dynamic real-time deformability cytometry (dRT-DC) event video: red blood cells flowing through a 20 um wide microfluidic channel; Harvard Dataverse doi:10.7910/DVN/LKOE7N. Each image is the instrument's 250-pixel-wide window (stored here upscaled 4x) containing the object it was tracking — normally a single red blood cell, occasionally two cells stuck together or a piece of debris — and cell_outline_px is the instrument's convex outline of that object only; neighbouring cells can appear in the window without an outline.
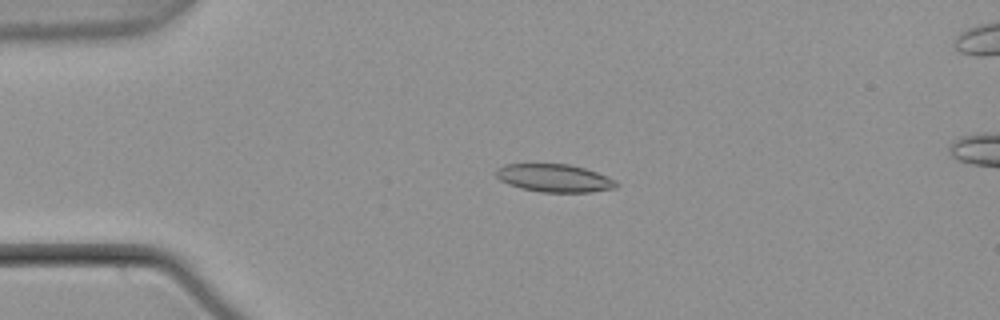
{"species": "common noctule bat (a hibernating species)", "species_latin": "Nyctalus noctula", "temperature_condition": "warm", "stored_images_in_passage": 43, "camera_frame_rate_fps": 3000, "um_per_image_px": 0.085, "animal": {"sex": "male", "body_mass_g": 21.5, "forearm_length_mm": 52.0}, "frame": {"image": 1, "passage_image": 1, "time_ms": 0.0, "image_size_px": [1000, 320], "cell_outline_px": [[620, 184], [616, 188], [592, 192], [540, 192], [520, 188], [508, 184], [500, 180], [496, 176], [496, 168], [504, 164], [568, 164], [584, 168], [596, 172], [616, 180]], "centroid_in_image_um": [47.12, 15.14], "position_along_channel_um": 37.9, "area_um2": 19.65}}
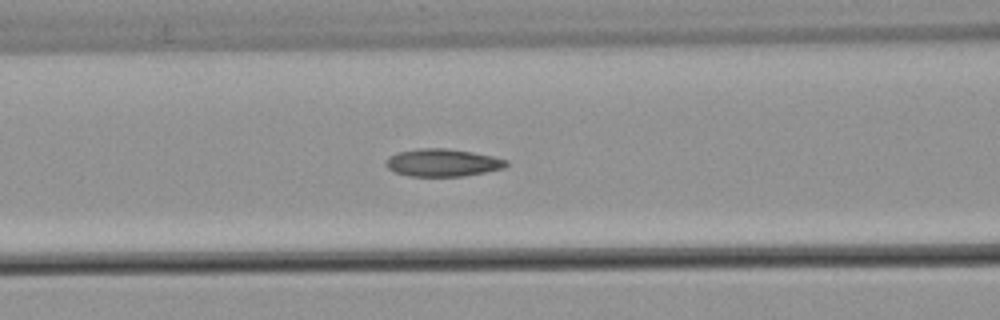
{"frame": {"image": 2, "passage_image": 11, "time_ms": 3.333, "image_size_px": [1000, 320], "cell_outline_px": [[508, 164], [504, 168], [464, 176], [408, 176], [396, 172], [388, 168], [384, 164], [384, 160], [388, 156], [396, 152], [420, 148], [444, 148], [472, 152], [492, 156], [508, 160]], "centroid_in_image_um": [37.58, 13.82], "position_along_channel_um": 129.0, "area_um2": 19.42}}
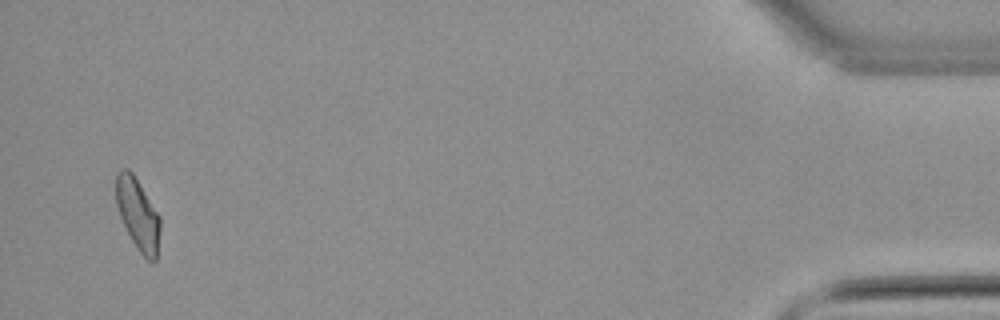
{"frame": {"image": 3, "passage_image": 41, "time_ms": 13.333, "image_size_px": [1000, 320], "cell_outline_px": [[160, 228], [156, 260], [152, 264], [140, 252], [132, 240], [120, 216], [116, 204], [116, 172], [120, 168], [128, 168], [132, 172], [160, 216]], "centroid_in_image_um": [11.71, 18.19], "position_along_channel_um": 423.5, "area_um2": 18.26}, "authors_computed_cell_mechanics": {"area_um2": 18.8428, "velocity_mm_per_s": 3.7847, "shape_relaxation_time_tau1_ms": null, "shape_relaxation_time_tau2_ms": 3.5792, "deformation_change_tau1": null, "deformation_change_tau2": 0.0905}}